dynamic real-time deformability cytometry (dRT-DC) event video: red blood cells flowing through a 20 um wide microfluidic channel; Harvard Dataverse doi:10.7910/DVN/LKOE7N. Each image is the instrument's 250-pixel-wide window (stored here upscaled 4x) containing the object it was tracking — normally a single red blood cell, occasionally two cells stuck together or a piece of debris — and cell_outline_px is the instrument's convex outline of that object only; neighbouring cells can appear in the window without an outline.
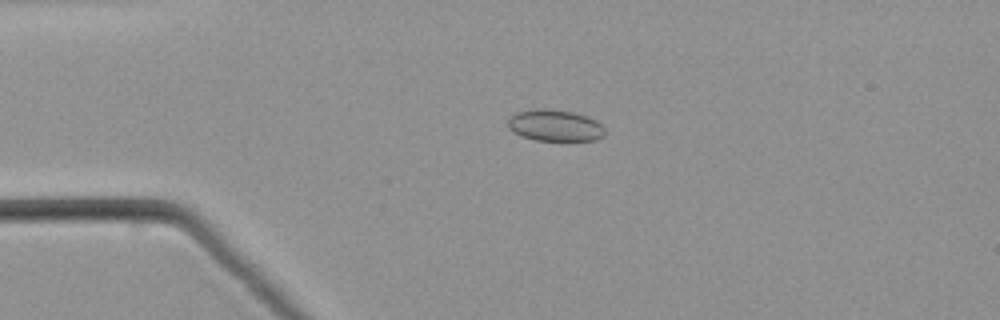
{"species": "common noctule bat (a hibernating species)", "species_latin": "Nyctalus noctula", "temperature_condition": "warm", "stored_images_in_passage": 52, "camera_frame_rate_fps": 3000, "um_per_image_px": 0.085, "animal": {"sex": "male", "body_mass_g": 21.5, "forearm_length_mm": 52.0}, "frame": {"image": 1, "passage_image": 12, "time_ms": 3.667, "image_size_px": [1000, 320], "cell_outline_px": [[604, 136], [596, 140], [568, 144], [536, 140], [520, 136], [512, 132], [508, 128], [508, 120], [516, 112], [540, 108], [544, 108], [572, 112], [588, 116], [596, 120], [604, 128]], "centroid_in_image_um": [47.21, 10.73], "position_along_channel_um": 37.8, "area_um2": 18.67}}
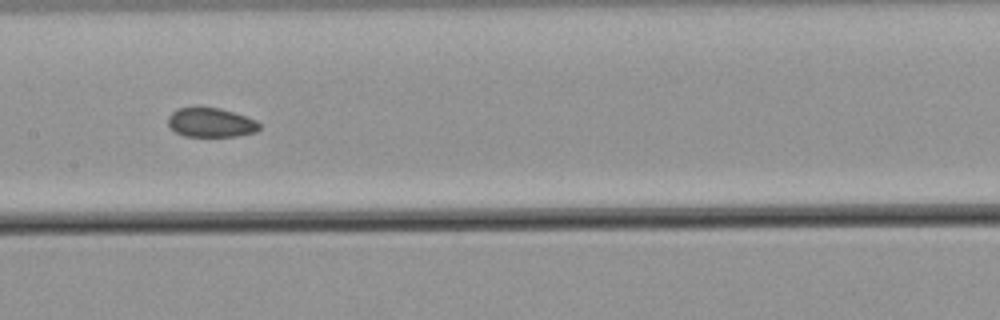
{"frame": {"image": 2, "passage_image": 26, "time_ms": 8.333, "image_size_px": [1000, 320], "cell_outline_px": [[260, 128], [256, 132], [236, 136], [184, 136], [176, 132], [168, 124], [168, 116], [176, 108], [220, 108], [256, 120], [260, 124]], "centroid_in_image_um": [17.92, 10.42], "position_along_channel_um": 189.5, "area_um2": 15.37}}
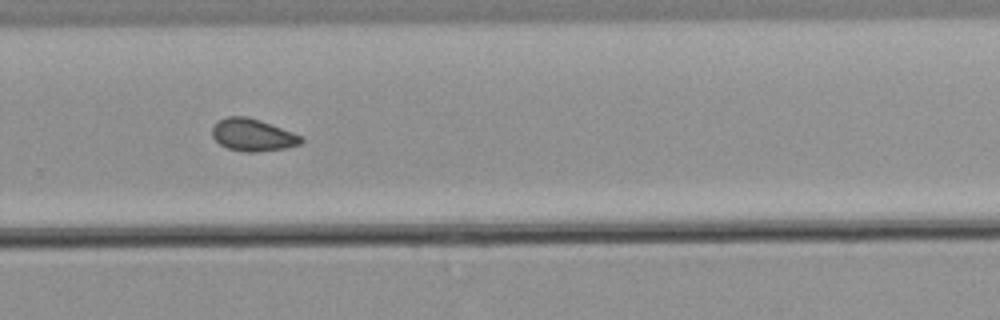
{"frame": {"image": 3, "passage_image": 35, "time_ms": 11.333, "image_size_px": [1000, 320], "cell_outline_px": [[304, 140], [300, 144], [284, 148], [256, 152], [244, 152], [228, 148], [220, 144], [212, 136], [212, 128], [220, 120], [228, 116], [244, 116], [260, 120], [292, 132], [300, 136]], "centroid_in_image_um": [21.47, 11.48], "position_along_channel_um": 308.3, "area_um2": 16.47}}